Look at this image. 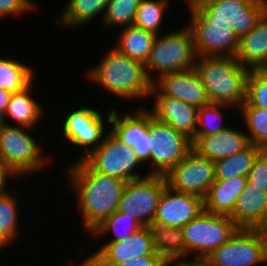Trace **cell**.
<instances>
[{
  "label": "cell",
  "instance_id": "6da1fadb",
  "mask_svg": "<svg viewBox=\"0 0 267 266\" xmlns=\"http://www.w3.org/2000/svg\"><path fill=\"white\" fill-rule=\"evenodd\" d=\"M65 173L85 230L91 232L118 209L126 181L95 171L84 159L73 161Z\"/></svg>",
  "mask_w": 267,
  "mask_h": 266
},
{
  "label": "cell",
  "instance_id": "7a4b0ae2",
  "mask_svg": "<svg viewBox=\"0 0 267 266\" xmlns=\"http://www.w3.org/2000/svg\"><path fill=\"white\" fill-rule=\"evenodd\" d=\"M99 63L85 73L91 82L126 101L150 98L152 83L142 62L129 58L113 47Z\"/></svg>",
  "mask_w": 267,
  "mask_h": 266
},
{
  "label": "cell",
  "instance_id": "3957f363",
  "mask_svg": "<svg viewBox=\"0 0 267 266\" xmlns=\"http://www.w3.org/2000/svg\"><path fill=\"white\" fill-rule=\"evenodd\" d=\"M194 69L211 103L231 105L237 110L245 101L250 69L242 66L235 57L199 56Z\"/></svg>",
  "mask_w": 267,
  "mask_h": 266
},
{
  "label": "cell",
  "instance_id": "277c9868",
  "mask_svg": "<svg viewBox=\"0 0 267 266\" xmlns=\"http://www.w3.org/2000/svg\"><path fill=\"white\" fill-rule=\"evenodd\" d=\"M31 129L22 126L4 124L0 131V160L4 162L21 180L45 170L52 162L44 155L45 135L39 134V140L28 132ZM31 134V135H30ZM43 142V143H40ZM49 162V163H48Z\"/></svg>",
  "mask_w": 267,
  "mask_h": 266
},
{
  "label": "cell",
  "instance_id": "5b68a950",
  "mask_svg": "<svg viewBox=\"0 0 267 266\" xmlns=\"http://www.w3.org/2000/svg\"><path fill=\"white\" fill-rule=\"evenodd\" d=\"M175 29L158 34L153 42L144 64L147 78L152 84L165 74L194 68L197 55L191 29L188 25Z\"/></svg>",
  "mask_w": 267,
  "mask_h": 266
},
{
  "label": "cell",
  "instance_id": "8992f818",
  "mask_svg": "<svg viewBox=\"0 0 267 266\" xmlns=\"http://www.w3.org/2000/svg\"><path fill=\"white\" fill-rule=\"evenodd\" d=\"M237 229L229 216L204 210L181 229L186 261H190V258L192 261H204L216 248L226 243Z\"/></svg>",
  "mask_w": 267,
  "mask_h": 266
},
{
  "label": "cell",
  "instance_id": "52a82bcc",
  "mask_svg": "<svg viewBox=\"0 0 267 266\" xmlns=\"http://www.w3.org/2000/svg\"><path fill=\"white\" fill-rule=\"evenodd\" d=\"M204 262L208 266H257L267 263V230L238 228Z\"/></svg>",
  "mask_w": 267,
  "mask_h": 266
},
{
  "label": "cell",
  "instance_id": "ba28073f",
  "mask_svg": "<svg viewBox=\"0 0 267 266\" xmlns=\"http://www.w3.org/2000/svg\"><path fill=\"white\" fill-rule=\"evenodd\" d=\"M194 10L206 22H222L236 35L250 32L267 10V0H209Z\"/></svg>",
  "mask_w": 267,
  "mask_h": 266
},
{
  "label": "cell",
  "instance_id": "9c48e42d",
  "mask_svg": "<svg viewBox=\"0 0 267 266\" xmlns=\"http://www.w3.org/2000/svg\"><path fill=\"white\" fill-rule=\"evenodd\" d=\"M84 160L97 172L123 179L126 182L149 175L141 176L139 166L144 167L136 154L109 130L101 144Z\"/></svg>",
  "mask_w": 267,
  "mask_h": 266
},
{
  "label": "cell",
  "instance_id": "30bf717a",
  "mask_svg": "<svg viewBox=\"0 0 267 266\" xmlns=\"http://www.w3.org/2000/svg\"><path fill=\"white\" fill-rule=\"evenodd\" d=\"M149 134L153 138L150 151L149 174L163 175L181 161L192 149V141L185 134L175 131L167 123L156 119L149 111Z\"/></svg>",
  "mask_w": 267,
  "mask_h": 266
},
{
  "label": "cell",
  "instance_id": "8fae6325",
  "mask_svg": "<svg viewBox=\"0 0 267 266\" xmlns=\"http://www.w3.org/2000/svg\"><path fill=\"white\" fill-rule=\"evenodd\" d=\"M109 111L106 120L98 108L96 110L86 106L79 107V109L72 110L68 115H65L63 124L60 125L65 141L70 142L69 145L84 148L83 154L76 160H83L101 144L109 132L107 130H110V127L105 125L107 123H104L105 121L110 122L112 109Z\"/></svg>",
  "mask_w": 267,
  "mask_h": 266
},
{
  "label": "cell",
  "instance_id": "7c38bea8",
  "mask_svg": "<svg viewBox=\"0 0 267 266\" xmlns=\"http://www.w3.org/2000/svg\"><path fill=\"white\" fill-rule=\"evenodd\" d=\"M165 176L149 174L126 182L117 211L131 215L142 226L153 223Z\"/></svg>",
  "mask_w": 267,
  "mask_h": 266
},
{
  "label": "cell",
  "instance_id": "4fadbf2b",
  "mask_svg": "<svg viewBox=\"0 0 267 266\" xmlns=\"http://www.w3.org/2000/svg\"><path fill=\"white\" fill-rule=\"evenodd\" d=\"M165 179L172 190L204 199L216 180L214 162L192 149L166 173Z\"/></svg>",
  "mask_w": 267,
  "mask_h": 266
},
{
  "label": "cell",
  "instance_id": "5bb4252c",
  "mask_svg": "<svg viewBox=\"0 0 267 266\" xmlns=\"http://www.w3.org/2000/svg\"><path fill=\"white\" fill-rule=\"evenodd\" d=\"M194 47L199 56L235 57L239 37L222 22H206L194 9L189 10Z\"/></svg>",
  "mask_w": 267,
  "mask_h": 266
},
{
  "label": "cell",
  "instance_id": "9a60e30c",
  "mask_svg": "<svg viewBox=\"0 0 267 266\" xmlns=\"http://www.w3.org/2000/svg\"><path fill=\"white\" fill-rule=\"evenodd\" d=\"M141 106L124 114L112 109L110 116V131L123 144L132 148L139 161L144 164L150 162V151L153 138L149 134V110Z\"/></svg>",
  "mask_w": 267,
  "mask_h": 266
},
{
  "label": "cell",
  "instance_id": "2e32d148",
  "mask_svg": "<svg viewBox=\"0 0 267 266\" xmlns=\"http://www.w3.org/2000/svg\"><path fill=\"white\" fill-rule=\"evenodd\" d=\"M203 211L201 197L177 192L166 185L160 195L153 223L182 229Z\"/></svg>",
  "mask_w": 267,
  "mask_h": 266
},
{
  "label": "cell",
  "instance_id": "e0dca14e",
  "mask_svg": "<svg viewBox=\"0 0 267 266\" xmlns=\"http://www.w3.org/2000/svg\"><path fill=\"white\" fill-rule=\"evenodd\" d=\"M141 256H160L154 249L148 226H142L128 238L105 242L97 251L84 258L82 263H123Z\"/></svg>",
  "mask_w": 267,
  "mask_h": 266
},
{
  "label": "cell",
  "instance_id": "ac0fdd59",
  "mask_svg": "<svg viewBox=\"0 0 267 266\" xmlns=\"http://www.w3.org/2000/svg\"><path fill=\"white\" fill-rule=\"evenodd\" d=\"M150 96L155 98L153 108L149 109L152 115L159 121L167 123L175 131L185 134L192 141L197 130L198 108L163 95L153 84Z\"/></svg>",
  "mask_w": 267,
  "mask_h": 266
},
{
  "label": "cell",
  "instance_id": "d6986e66",
  "mask_svg": "<svg viewBox=\"0 0 267 266\" xmlns=\"http://www.w3.org/2000/svg\"><path fill=\"white\" fill-rule=\"evenodd\" d=\"M153 85L163 94L197 108L211 104L204 84L194 68L168 73Z\"/></svg>",
  "mask_w": 267,
  "mask_h": 266
},
{
  "label": "cell",
  "instance_id": "ffe728a7",
  "mask_svg": "<svg viewBox=\"0 0 267 266\" xmlns=\"http://www.w3.org/2000/svg\"><path fill=\"white\" fill-rule=\"evenodd\" d=\"M230 219L238 228L267 230V193L247 181Z\"/></svg>",
  "mask_w": 267,
  "mask_h": 266
},
{
  "label": "cell",
  "instance_id": "44dd1931",
  "mask_svg": "<svg viewBox=\"0 0 267 266\" xmlns=\"http://www.w3.org/2000/svg\"><path fill=\"white\" fill-rule=\"evenodd\" d=\"M232 127L216 134H209L200 137L194 144L195 150L202 157L213 162L232 156L250 145L246 132Z\"/></svg>",
  "mask_w": 267,
  "mask_h": 266
},
{
  "label": "cell",
  "instance_id": "7402d4cb",
  "mask_svg": "<svg viewBox=\"0 0 267 266\" xmlns=\"http://www.w3.org/2000/svg\"><path fill=\"white\" fill-rule=\"evenodd\" d=\"M235 58L250 70L267 69V10L255 27L239 38Z\"/></svg>",
  "mask_w": 267,
  "mask_h": 266
},
{
  "label": "cell",
  "instance_id": "603a6c76",
  "mask_svg": "<svg viewBox=\"0 0 267 266\" xmlns=\"http://www.w3.org/2000/svg\"><path fill=\"white\" fill-rule=\"evenodd\" d=\"M246 183L247 177L243 176L225 180L216 179L203 199L204 210L209 213L230 216Z\"/></svg>",
  "mask_w": 267,
  "mask_h": 266
},
{
  "label": "cell",
  "instance_id": "cb8c5ba5",
  "mask_svg": "<svg viewBox=\"0 0 267 266\" xmlns=\"http://www.w3.org/2000/svg\"><path fill=\"white\" fill-rule=\"evenodd\" d=\"M32 86L33 82L25 89L12 93L4 116L5 124L13 125L10 123L12 122L16 126L31 129H35L36 126L38 127V123L44 118V110L42 104L32 96Z\"/></svg>",
  "mask_w": 267,
  "mask_h": 266
},
{
  "label": "cell",
  "instance_id": "d4e9b609",
  "mask_svg": "<svg viewBox=\"0 0 267 266\" xmlns=\"http://www.w3.org/2000/svg\"><path fill=\"white\" fill-rule=\"evenodd\" d=\"M148 227L152 234L155 251L169 266L186 261V249L181 229L154 223Z\"/></svg>",
  "mask_w": 267,
  "mask_h": 266
},
{
  "label": "cell",
  "instance_id": "484cf974",
  "mask_svg": "<svg viewBox=\"0 0 267 266\" xmlns=\"http://www.w3.org/2000/svg\"><path fill=\"white\" fill-rule=\"evenodd\" d=\"M109 0H69L59 13L56 22L68 28H81L101 15L102 20ZM101 13V14H100Z\"/></svg>",
  "mask_w": 267,
  "mask_h": 266
},
{
  "label": "cell",
  "instance_id": "4316f807",
  "mask_svg": "<svg viewBox=\"0 0 267 266\" xmlns=\"http://www.w3.org/2000/svg\"><path fill=\"white\" fill-rule=\"evenodd\" d=\"M118 35L117 43H115L117 45L113 47L129 58L145 64L157 35L134 25L122 27Z\"/></svg>",
  "mask_w": 267,
  "mask_h": 266
},
{
  "label": "cell",
  "instance_id": "83f0119b",
  "mask_svg": "<svg viewBox=\"0 0 267 266\" xmlns=\"http://www.w3.org/2000/svg\"><path fill=\"white\" fill-rule=\"evenodd\" d=\"M19 202L14 191L0 193V252L14 245L19 237Z\"/></svg>",
  "mask_w": 267,
  "mask_h": 266
},
{
  "label": "cell",
  "instance_id": "f1b7e54d",
  "mask_svg": "<svg viewBox=\"0 0 267 266\" xmlns=\"http://www.w3.org/2000/svg\"><path fill=\"white\" fill-rule=\"evenodd\" d=\"M261 148L250 144L244 150L214 162L215 179L225 180L235 176L247 177Z\"/></svg>",
  "mask_w": 267,
  "mask_h": 266
},
{
  "label": "cell",
  "instance_id": "f546056e",
  "mask_svg": "<svg viewBox=\"0 0 267 266\" xmlns=\"http://www.w3.org/2000/svg\"><path fill=\"white\" fill-rule=\"evenodd\" d=\"M32 66L20 60L0 58V88L15 93L28 87L35 79Z\"/></svg>",
  "mask_w": 267,
  "mask_h": 266
},
{
  "label": "cell",
  "instance_id": "4dcf8cb0",
  "mask_svg": "<svg viewBox=\"0 0 267 266\" xmlns=\"http://www.w3.org/2000/svg\"><path fill=\"white\" fill-rule=\"evenodd\" d=\"M141 227L142 225L131 215L115 211L95 227L89 235H93L94 238H100L114 232V236L107 242H116L128 238Z\"/></svg>",
  "mask_w": 267,
  "mask_h": 266
},
{
  "label": "cell",
  "instance_id": "1f68e13d",
  "mask_svg": "<svg viewBox=\"0 0 267 266\" xmlns=\"http://www.w3.org/2000/svg\"><path fill=\"white\" fill-rule=\"evenodd\" d=\"M170 1L141 0L133 25L155 35L162 33L161 26L164 23L165 14L168 13V7H171Z\"/></svg>",
  "mask_w": 267,
  "mask_h": 266
},
{
  "label": "cell",
  "instance_id": "d6a6232c",
  "mask_svg": "<svg viewBox=\"0 0 267 266\" xmlns=\"http://www.w3.org/2000/svg\"><path fill=\"white\" fill-rule=\"evenodd\" d=\"M238 109L245 121L250 144L267 150V109L251 106L246 101Z\"/></svg>",
  "mask_w": 267,
  "mask_h": 266
},
{
  "label": "cell",
  "instance_id": "836d02e7",
  "mask_svg": "<svg viewBox=\"0 0 267 266\" xmlns=\"http://www.w3.org/2000/svg\"><path fill=\"white\" fill-rule=\"evenodd\" d=\"M141 0H109L101 24L104 28L127 27L134 24Z\"/></svg>",
  "mask_w": 267,
  "mask_h": 266
},
{
  "label": "cell",
  "instance_id": "e575fe53",
  "mask_svg": "<svg viewBox=\"0 0 267 266\" xmlns=\"http://www.w3.org/2000/svg\"><path fill=\"white\" fill-rule=\"evenodd\" d=\"M228 107L229 109L234 108L231 105L218 103H211L198 108L197 130L195 138L192 140V145L202 136L216 134L228 128L226 124H223L225 114L222 112L223 109L225 111Z\"/></svg>",
  "mask_w": 267,
  "mask_h": 266
},
{
  "label": "cell",
  "instance_id": "d590c367",
  "mask_svg": "<svg viewBox=\"0 0 267 266\" xmlns=\"http://www.w3.org/2000/svg\"><path fill=\"white\" fill-rule=\"evenodd\" d=\"M245 101L251 106L267 109V69L250 70Z\"/></svg>",
  "mask_w": 267,
  "mask_h": 266
},
{
  "label": "cell",
  "instance_id": "8d00e7d4",
  "mask_svg": "<svg viewBox=\"0 0 267 266\" xmlns=\"http://www.w3.org/2000/svg\"><path fill=\"white\" fill-rule=\"evenodd\" d=\"M247 181L267 193V150H262L254 159Z\"/></svg>",
  "mask_w": 267,
  "mask_h": 266
},
{
  "label": "cell",
  "instance_id": "74e56055",
  "mask_svg": "<svg viewBox=\"0 0 267 266\" xmlns=\"http://www.w3.org/2000/svg\"><path fill=\"white\" fill-rule=\"evenodd\" d=\"M36 6L32 0H0V19L37 11Z\"/></svg>",
  "mask_w": 267,
  "mask_h": 266
},
{
  "label": "cell",
  "instance_id": "f35d334b",
  "mask_svg": "<svg viewBox=\"0 0 267 266\" xmlns=\"http://www.w3.org/2000/svg\"><path fill=\"white\" fill-rule=\"evenodd\" d=\"M79 266H169L160 256H141L123 263H81Z\"/></svg>",
  "mask_w": 267,
  "mask_h": 266
},
{
  "label": "cell",
  "instance_id": "ab89813d",
  "mask_svg": "<svg viewBox=\"0 0 267 266\" xmlns=\"http://www.w3.org/2000/svg\"><path fill=\"white\" fill-rule=\"evenodd\" d=\"M11 177L17 180L19 178L4 162L0 160V193L9 191V189H7V182L8 180L10 181V179H13Z\"/></svg>",
  "mask_w": 267,
  "mask_h": 266
},
{
  "label": "cell",
  "instance_id": "60d3db41",
  "mask_svg": "<svg viewBox=\"0 0 267 266\" xmlns=\"http://www.w3.org/2000/svg\"><path fill=\"white\" fill-rule=\"evenodd\" d=\"M12 93L0 88V116L4 118Z\"/></svg>",
  "mask_w": 267,
  "mask_h": 266
},
{
  "label": "cell",
  "instance_id": "b9f144b4",
  "mask_svg": "<svg viewBox=\"0 0 267 266\" xmlns=\"http://www.w3.org/2000/svg\"><path fill=\"white\" fill-rule=\"evenodd\" d=\"M174 266H208L204 261H185L173 264Z\"/></svg>",
  "mask_w": 267,
  "mask_h": 266
},
{
  "label": "cell",
  "instance_id": "7bdbcfd3",
  "mask_svg": "<svg viewBox=\"0 0 267 266\" xmlns=\"http://www.w3.org/2000/svg\"><path fill=\"white\" fill-rule=\"evenodd\" d=\"M207 1L209 0H185V3L188 2L187 7L189 8V10H191L194 9L196 6L203 5Z\"/></svg>",
  "mask_w": 267,
  "mask_h": 266
},
{
  "label": "cell",
  "instance_id": "ee69618b",
  "mask_svg": "<svg viewBox=\"0 0 267 266\" xmlns=\"http://www.w3.org/2000/svg\"><path fill=\"white\" fill-rule=\"evenodd\" d=\"M4 124V118L0 116V131L2 130Z\"/></svg>",
  "mask_w": 267,
  "mask_h": 266
}]
</instances>
